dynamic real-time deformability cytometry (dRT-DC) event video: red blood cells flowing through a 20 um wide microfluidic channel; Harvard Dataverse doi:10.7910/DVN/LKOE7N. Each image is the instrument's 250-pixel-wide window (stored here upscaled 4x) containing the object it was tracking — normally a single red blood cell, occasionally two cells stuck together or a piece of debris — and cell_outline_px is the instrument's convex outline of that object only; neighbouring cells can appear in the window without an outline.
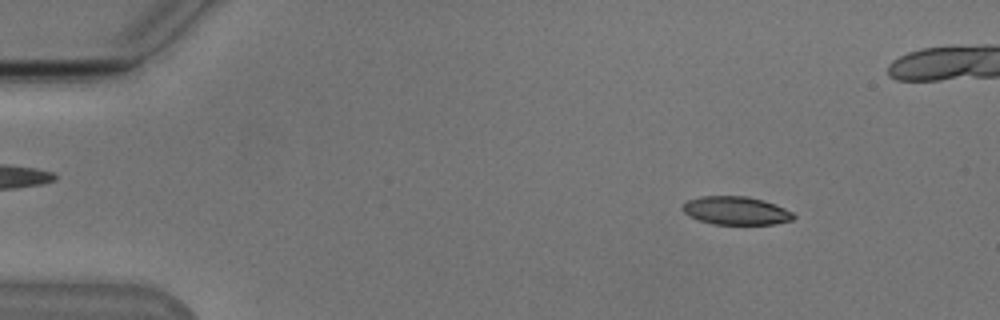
{"species": "Egyptian fruit bat (a non-hibernating species)", "species_latin": "Rousettus aegyptiacus", "temperature_condition": "cold", "stored_images_in_passage": 9, "camera_frame_rate_fps": 3000, "um_per_image_px": 0.085, "animal": {"sex": "male"}, "frame": {"image": 1, "passage_image": 7, "time_ms": 2.0, "image_size_px": [1000, 320], "cell_outline_px": [[796, 216], [792, 220], [772, 224], [712, 224], [688, 216], [680, 208], [688, 200], [700, 196], [748, 196], [764, 200], [776, 204], [792, 212]], "centroid_in_image_um": [62.55, 17.9], "position_along_channel_um": 22.5, "area_um2": 18.32}}